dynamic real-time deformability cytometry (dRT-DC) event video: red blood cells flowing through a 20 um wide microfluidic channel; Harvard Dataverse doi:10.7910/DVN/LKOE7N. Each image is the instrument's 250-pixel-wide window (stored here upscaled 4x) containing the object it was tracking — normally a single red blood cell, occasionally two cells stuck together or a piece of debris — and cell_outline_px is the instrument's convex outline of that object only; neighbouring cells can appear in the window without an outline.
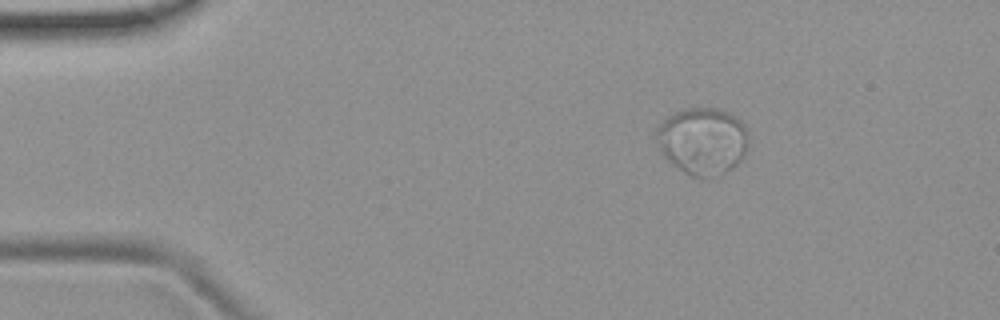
{"species": "common noctule bat (a hibernating species)", "species_latin": "Nyctalus noctula", "temperature_condition": "room temperature", "stored_images_in_passage": 48, "camera_frame_rate_fps": 3000, "um_per_image_px": 0.085, "animal": {"sex": "female", "body_mass_g": 19.9}, "frame": {"image": 1, "passage_image": 3, "time_ms": 0.667, "image_size_px": [1000, 320], "cell_outline_px": [[748, 132], [744, 152], [740, 160], [732, 168], [708, 180], [692, 176], [684, 172], [672, 164], [660, 152], [656, 136], [656, 128], [668, 116], [676, 112], [688, 108], [720, 108], [736, 116], [740, 120]], "centroid_in_image_um": [59.7, 11.99], "position_along_channel_um": 25.3, "area_um2": 36.01}}
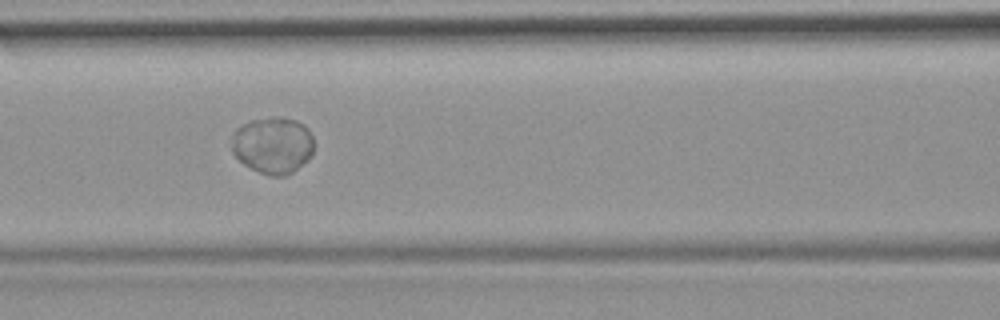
{"frame": {"image": 2, "passage_image": 18, "time_ms": 5.667, "image_size_px": [1000, 320], "cell_outline_px": [[312, 152], [308, 160], [292, 172], [284, 176], [268, 176], [244, 164], [232, 152], [232, 136], [236, 128], [252, 120], [276, 116], [280, 116], [296, 120], [304, 124], [308, 128], [312, 136]], "centroid_in_image_um": [23.19, 12.33], "position_along_channel_um": 143.4, "area_um2": 27.17}}
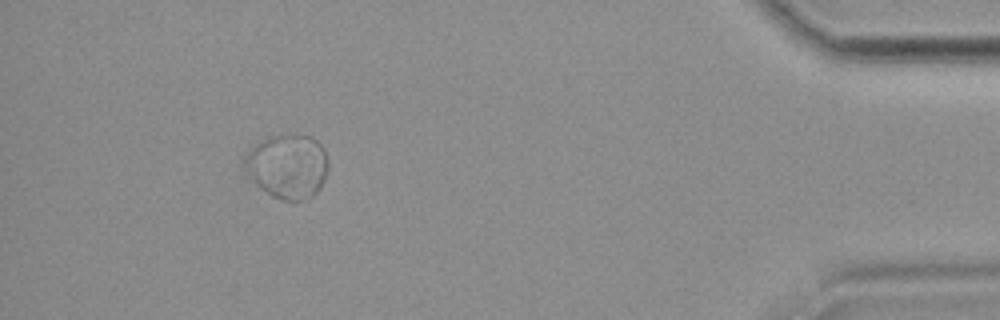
{"frame": {"image": 3, "passage_image": 44, "time_ms": 14.333, "image_size_px": [1000, 320], "cell_outline_px": [[328, 168], [324, 180], [316, 192], [312, 196], [304, 200], [284, 200], [272, 196], [260, 188], [240, 168], [244, 156], [260, 140], [272, 136], [312, 136], [324, 148], [328, 160]], "centroid_in_image_um": [24.41, 14.14], "position_along_channel_um": 410.8, "area_um2": 31.44}, "authors_computed_cell_mechanics": {"area_um2": 27.4261, "velocity_mm_per_s": 3.7176, "shape_relaxation_time_tau1_ms": 2.2434, "shape_relaxation_time_tau2_ms": null, "deformation_change_tau1": 0.0186, "deformation_change_tau2": null}}